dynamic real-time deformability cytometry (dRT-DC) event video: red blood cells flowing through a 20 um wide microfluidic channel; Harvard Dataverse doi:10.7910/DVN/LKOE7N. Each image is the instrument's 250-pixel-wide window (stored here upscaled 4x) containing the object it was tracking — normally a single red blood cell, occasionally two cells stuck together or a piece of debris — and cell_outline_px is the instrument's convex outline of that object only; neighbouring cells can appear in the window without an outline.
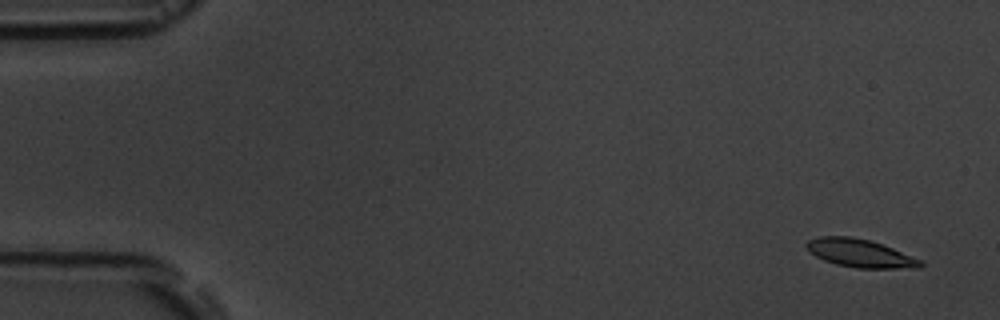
{"species": "common noctule bat (a hibernating species)", "species_latin": "Nyctalus noctula", "temperature_condition": "room temperature", "stored_images_in_passage": 5, "camera_frame_rate_fps": 3000, "um_per_image_px": 0.085, "animal": {"sex": "male", "body_mass_g": 19.5, "forearm_length_mm": 54.6}, "frame": {"image": 1, "passage_image": 1, "time_ms": 0.0, "image_size_px": [1000, 320], "cell_outline_px": [[924, 264], [920, 268], [856, 268], [836, 264], [824, 260], [808, 252], [804, 244], [808, 240], [820, 236], [852, 236], [868, 240], [892, 248], [920, 260]], "centroid_in_image_um": [73.05, 21.52], "position_along_channel_um": 12.0, "area_um2": 18.55}}
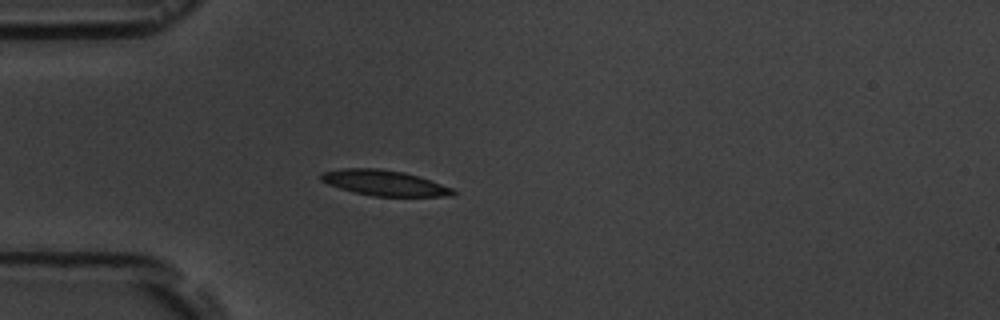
{"frame": {"image": 2, "passage_image": 5, "time_ms": 4.333, "image_size_px": [1000, 320], "cell_outline_px": [[456, 192], [452, 196], [372, 196], [340, 188], [328, 184], [320, 180], [320, 172], [344, 168], [376, 168], [404, 172], [452, 188]], "centroid_in_image_um": [32.62, 15.54], "position_along_channel_um": 52.4, "area_um2": 19.31}}